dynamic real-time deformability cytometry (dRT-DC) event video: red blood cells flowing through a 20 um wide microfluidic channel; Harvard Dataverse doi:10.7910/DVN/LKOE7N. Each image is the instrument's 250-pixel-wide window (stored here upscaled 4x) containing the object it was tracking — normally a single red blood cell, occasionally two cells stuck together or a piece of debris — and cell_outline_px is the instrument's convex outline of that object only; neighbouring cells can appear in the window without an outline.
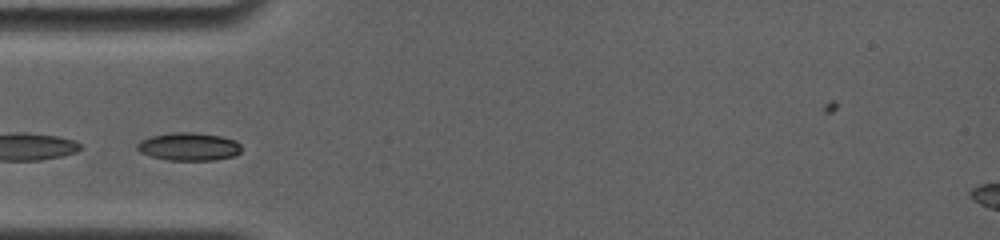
{"species": "common noctule bat (a hibernating species)", "species_latin": "Nyctalus noctula", "temperature_condition": "room temperature", "stored_images_in_passage": 6, "camera_frame_rate_fps": 4000, "um_per_image_px": 0.085, "animal": {"sex": "female", "body_mass_g": 19.0, "forearm_length_mm": 56.7}, "frame": {"image": 1, "passage_image": 5, "time_ms": 2.0, "image_size_px": [1000, 240], "cell_outline_px": [[240, 152], [232, 156], [216, 160], [168, 160], [152, 156], [140, 152], [136, 148], [136, 144], [140, 140], [152, 136], [172, 132], [196, 132], [220, 136], [236, 140], [240, 144]], "centroid_in_image_um": [16.04, 12.45], "position_along_channel_um": 69.0, "area_um2": 16.99}}